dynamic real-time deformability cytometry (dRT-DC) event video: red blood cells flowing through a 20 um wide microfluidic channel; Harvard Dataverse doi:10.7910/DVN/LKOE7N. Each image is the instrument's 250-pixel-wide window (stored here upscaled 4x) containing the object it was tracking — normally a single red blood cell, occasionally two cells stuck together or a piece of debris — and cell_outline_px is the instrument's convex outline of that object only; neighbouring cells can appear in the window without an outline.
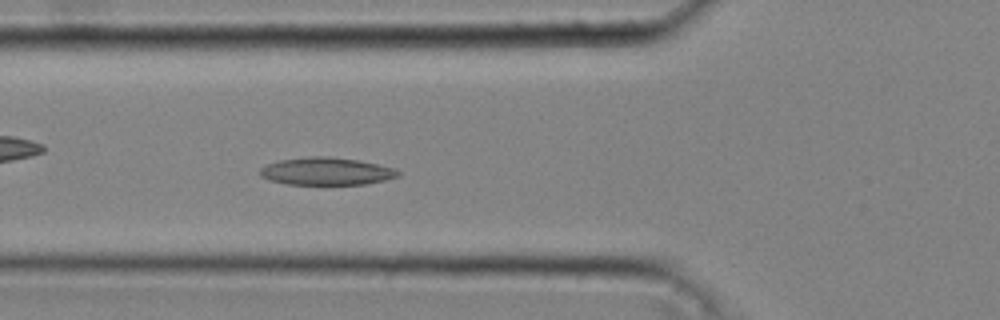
{"species": "common noctule bat (a hibernating species)", "species_latin": "Nyctalus noctula", "temperature_condition": "cold", "stored_images_in_passage": 4, "camera_frame_rate_fps": 3000, "um_per_image_px": 0.085, "animal": {"sex": "male", "body_mass_g": 20.4}, "frame": {"image": 1, "passage_image": 3, "time_ms": 0.667, "image_size_px": [1000, 320], "cell_outline_px": [[400, 176], [384, 180], [364, 184], [288, 184], [272, 180], [260, 176], [260, 168], [268, 164], [280, 160], [308, 156], [332, 156], [356, 160], [376, 164], [392, 168], [400, 172]], "centroid_in_image_um": [27.73, 14.55], "position_along_channel_um": 98.1, "area_um2": 21.91}}